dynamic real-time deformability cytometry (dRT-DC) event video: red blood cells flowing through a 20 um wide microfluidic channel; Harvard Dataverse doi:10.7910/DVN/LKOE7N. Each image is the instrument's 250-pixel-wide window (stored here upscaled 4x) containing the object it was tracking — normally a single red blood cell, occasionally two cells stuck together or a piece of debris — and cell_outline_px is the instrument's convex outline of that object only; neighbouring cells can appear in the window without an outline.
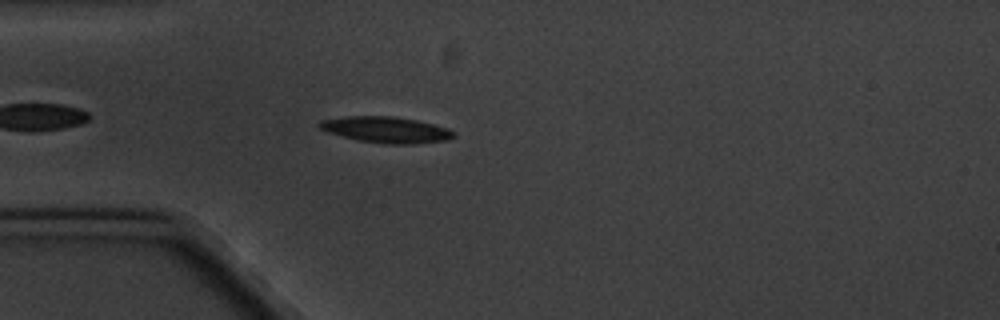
{"species": "common noctule bat (a hibernating species)", "species_latin": "Nyctalus noctula", "temperature_condition": "cold", "stored_images_in_passage": 6, "camera_frame_rate_fps": 3000, "um_per_image_px": 0.085, "animal": {"sex": "male", "body_mass_g": 20.1, "forearm_length_mm": 53.5}, "frame": {"image": 1, "passage_image": 5, "time_ms": 4.667, "image_size_px": [1000, 320], "cell_outline_px": [[456, 136], [448, 140], [412, 144], [388, 144], [356, 140], [328, 132], [320, 128], [316, 124], [320, 120], [348, 116], [392, 116], [416, 120], [448, 128], [456, 132]], "centroid_in_image_um": [32.83, 11.03], "position_along_channel_um": 52.2, "area_um2": 20.46}}